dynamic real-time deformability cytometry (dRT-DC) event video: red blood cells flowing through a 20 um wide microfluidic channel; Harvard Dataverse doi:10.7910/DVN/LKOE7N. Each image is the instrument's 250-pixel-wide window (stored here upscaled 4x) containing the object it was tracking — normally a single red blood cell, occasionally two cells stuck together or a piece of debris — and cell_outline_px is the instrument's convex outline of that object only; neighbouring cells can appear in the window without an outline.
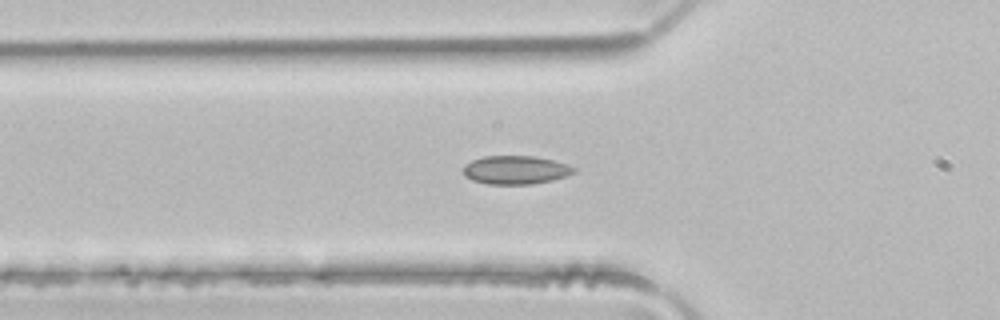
{"species": "common noctule bat (a hibernating species)", "species_latin": "Nyctalus noctula", "temperature_condition": "room temperature", "stored_images_in_passage": 49, "camera_frame_rate_fps": 3000, "um_per_image_px": 0.085, "animal": {"sex": "male", "body_mass_g": 21.5, "forearm_length_mm": 52.0}, "frame": {"image": 1, "passage_image": 16, "time_ms": 5.0, "image_size_px": [1000, 320], "cell_outline_px": [[576, 172], [552, 180], [532, 184], [488, 184], [472, 180], [464, 176], [464, 164], [472, 160], [484, 156], [536, 156], [568, 164], [576, 168]], "centroid_in_image_um": [43.82, 14.44], "position_along_channel_um": 82.0, "area_um2": 18.38}}
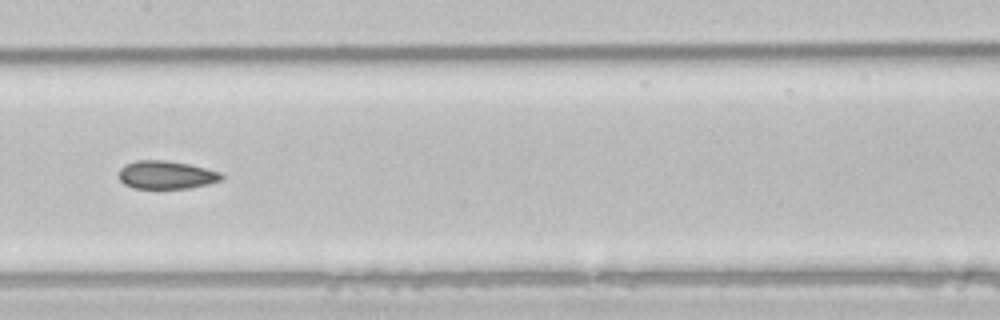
{"frame": {"image": 2, "passage_image": 24, "time_ms": 7.667, "image_size_px": [1000, 320], "cell_outline_px": [[224, 176], [220, 180], [208, 184], [188, 188], [132, 188], [124, 184], [120, 180], [120, 168], [124, 164], [136, 160], [164, 160], [188, 164], [220, 172]], "centroid_in_image_um": [14.1, 14.86], "position_along_channel_um": 193.3, "area_um2": 16.7}}
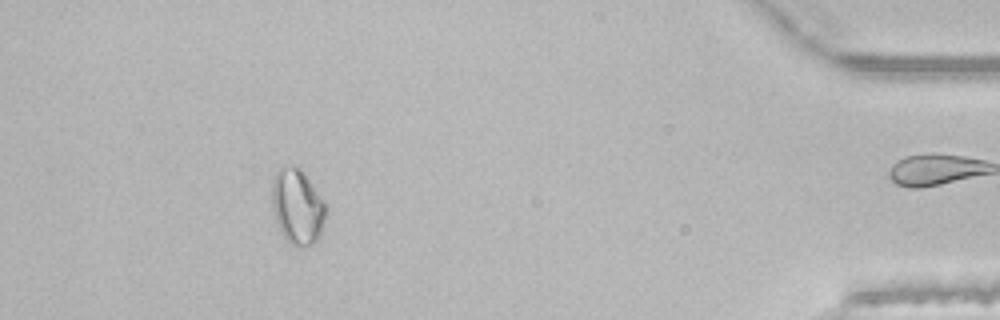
{"frame": {"image": 3, "passage_image": 44, "time_ms": 14.333, "image_size_px": [1000, 320], "cell_outline_px": [[328, 212], [320, 232], [316, 240], [312, 244], [292, 244], [280, 232], [272, 208], [272, 184], [276, 172], [284, 164], [296, 164], [304, 172], [324, 200], [328, 208]], "centroid_in_image_um": [25.28, 17.48], "position_along_channel_um": 409.9, "area_um2": 23.7}}